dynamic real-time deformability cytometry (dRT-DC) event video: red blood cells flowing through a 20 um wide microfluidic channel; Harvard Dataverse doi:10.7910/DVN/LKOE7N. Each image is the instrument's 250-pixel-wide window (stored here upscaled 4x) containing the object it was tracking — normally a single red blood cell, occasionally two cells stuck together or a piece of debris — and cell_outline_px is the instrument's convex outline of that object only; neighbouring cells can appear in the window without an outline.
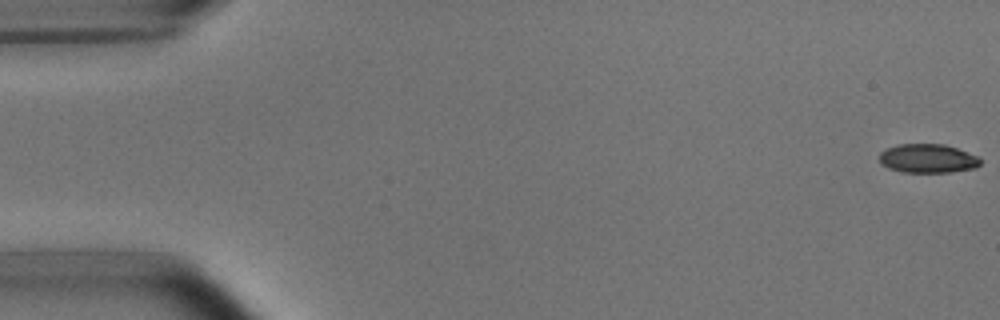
{"species": "common noctule bat (a hibernating species)", "species_latin": "Nyctalus noctula", "temperature_condition": "room temperature", "stored_images_in_passage": 14, "camera_frame_rate_fps": 3000, "um_per_image_px": 0.085, "animal": {"sex": "male", "body_mass_g": 15.6}, "frame": {"image": 1, "passage_image": 1, "time_ms": 0.0, "image_size_px": [1000, 320], "cell_outline_px": [[980, 164], [976, 168], [952, 172], [904, 172], [888, 168], [880, 164], [880, 152], [888, 148], [900, 144], [944, 144], [980, 156]], "centroid_in_image_um": [78.88, 13.47], "position_along_channel_um": 6.1, "area_um2": 17.05}}
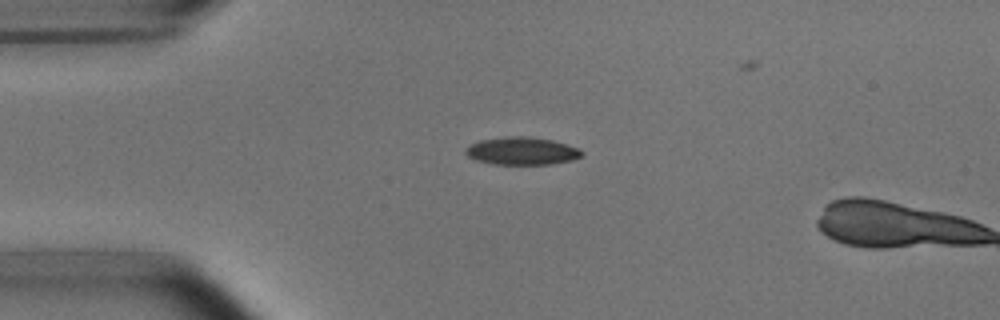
{"frame": {"image": 2, "passage_image": 13, "time_ms": 4.0, "image_size_px": [1000, 320], "cell_outline_px": [[584, 156], [572, 160], [552, 164], [492, 164], [476, 160], [468, 156], [464, 152], [464, 148], [480, 140], [504, 136], [528, 136], [552, 140], [580, 148], [584, 152]], "centroid_in_image_um": [44.38, 12.83], "position_along_channel_um": 40.6, "area_um2": 18.96}}